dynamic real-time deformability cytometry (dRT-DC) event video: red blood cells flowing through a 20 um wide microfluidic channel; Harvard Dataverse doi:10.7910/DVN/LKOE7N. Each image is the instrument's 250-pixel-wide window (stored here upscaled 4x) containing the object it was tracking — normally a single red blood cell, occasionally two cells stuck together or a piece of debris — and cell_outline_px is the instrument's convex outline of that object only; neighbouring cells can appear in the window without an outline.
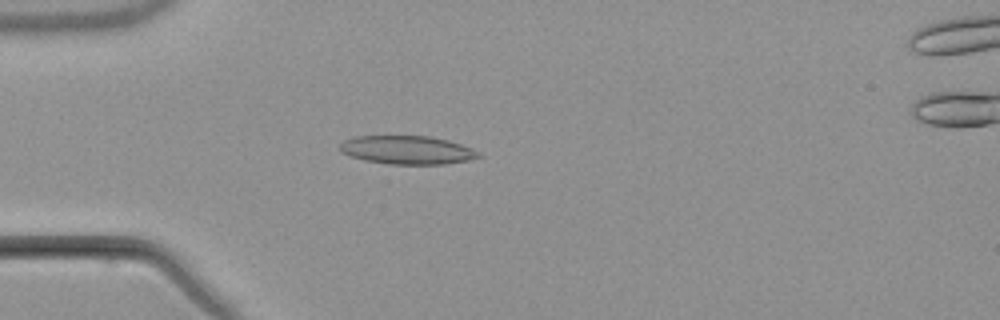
{"species": "common noctule bat (a hibernating species)", "species_latin": "Nyctalus noctula", "temperature_condition": "warm", "stored_images_in_passage": 4, "camera_frame_rate_fps": 3000, "um_per_image_px": 0.085, "animal": {"sex": "male", "body_mass_g": 21.5, "forearm_length_mm": 52.0}, "frame": {"image": 1, "passage_image": 3, "time_ms": 2.333, "image_size_px": [1000, 320], "cell_outline_px": [[480, 156], [468, 160], [444, 164], [392, 164], [368, 160], [352, 156], [340, 152], [340, 144], [344, 140], [356, 136], [428, 136], [448, 140], [460, 144], [480, 152]], "centroid_in_image_um": [34.61, 12.74], "position_along_channel_um": 50.4, "area_um2": 22.66}}